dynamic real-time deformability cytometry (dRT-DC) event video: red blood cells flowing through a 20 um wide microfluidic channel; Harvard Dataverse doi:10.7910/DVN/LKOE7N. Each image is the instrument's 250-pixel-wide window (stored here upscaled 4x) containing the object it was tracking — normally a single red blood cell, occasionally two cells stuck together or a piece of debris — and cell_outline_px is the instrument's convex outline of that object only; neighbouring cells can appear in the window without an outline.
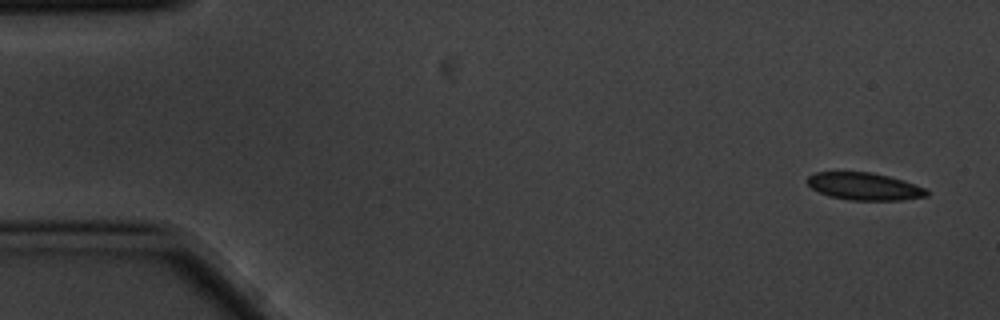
{"species": "common noctule bat (a hibernating species)", "species_latin": "Nyctalus noctula", "temperature_condition": "cold", "stored_images_in_passage": 5, "camera_frame_rate_fps": 3000, "um_per_image_px": 0.085, "animal": {"sex": "male", "body_mass_g": 20.1, "forearm_length_mm": 53.5}, "frame": {"image": 1, "passage_image": 1, "time_ms": 0.0, "image_size_px": [1000, 320], "cell_outline_px": [[928, 196], [904, 200], [848, 200], [828, 196], [812, 188], [808, 184], [808, 176], [816, 172], [872, 172], [888, 176], [924, 188], [928, 192]], "centroid_in_image_um": [73.44, 15.85], "position_along_channel_um": 11.6, "area_um2": 18.84}}
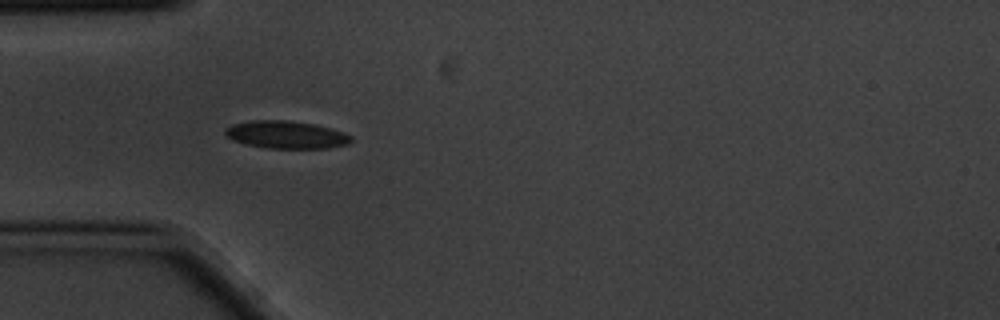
{"frame": {"image": 2, "passage_image": 5, "time_ms": 1.333, "image_size_px": [1000, 320], "cell_outline_px": [[352, 140], [348, 144], [328, 148], [268, 148], [244, 144], [232, 140], [224, 132], [224, 128], [232, 124], [252, 120], [288, 120], [316, 124], [352, 136]], "centroid_in_image_um": [24.28, 11.45], "position_along_channel_um": 60.7, "area_um2": 20.23}}